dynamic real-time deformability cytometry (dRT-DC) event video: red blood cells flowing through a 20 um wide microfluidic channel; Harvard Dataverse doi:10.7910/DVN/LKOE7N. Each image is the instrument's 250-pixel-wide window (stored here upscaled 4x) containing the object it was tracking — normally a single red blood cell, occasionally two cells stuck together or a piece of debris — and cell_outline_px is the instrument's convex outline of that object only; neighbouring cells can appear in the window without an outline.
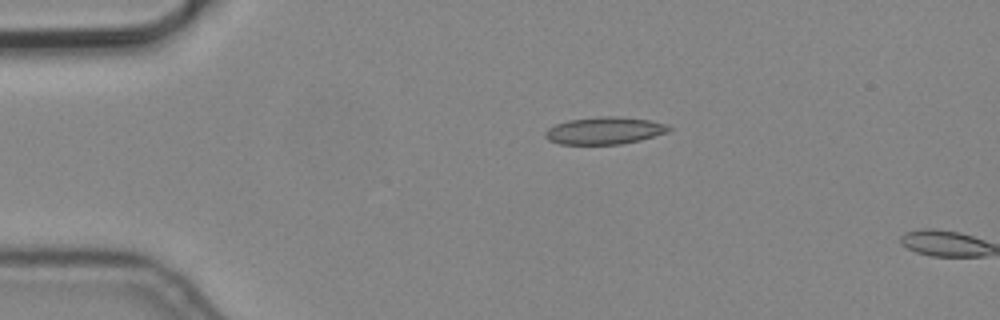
{"species": "common noctule bat (a hibernating species)", "species_latin": "Nyctalus noctula", "temperature_condition": "cold", "stored_images_in_passage": 2, "camera_frame_rate_fps": 3000, "um_per_image_px": 0.085, "animal": {"sex": "male", "body_mass_g": 19.2, "forearm_length_mm": 51.8}, "frame": {"image": 1, "passage_image": 1, "time_ms": 0.0, "image_size_px": [1000, 320], "cell_outline_px": [[672, 128], [668, 132], [640, 140], [620, 144], [560, 144], [548, 140], [544, 136], [544, 132], [548, 128], [556, 124], [568, 120], [604, 116], [616, 116], [648, 120], [668, 124]], "centroid_in_image_um": [51.38, 11.1], "position_along_channel_um": 33.6, "area_um2": 19.59}}